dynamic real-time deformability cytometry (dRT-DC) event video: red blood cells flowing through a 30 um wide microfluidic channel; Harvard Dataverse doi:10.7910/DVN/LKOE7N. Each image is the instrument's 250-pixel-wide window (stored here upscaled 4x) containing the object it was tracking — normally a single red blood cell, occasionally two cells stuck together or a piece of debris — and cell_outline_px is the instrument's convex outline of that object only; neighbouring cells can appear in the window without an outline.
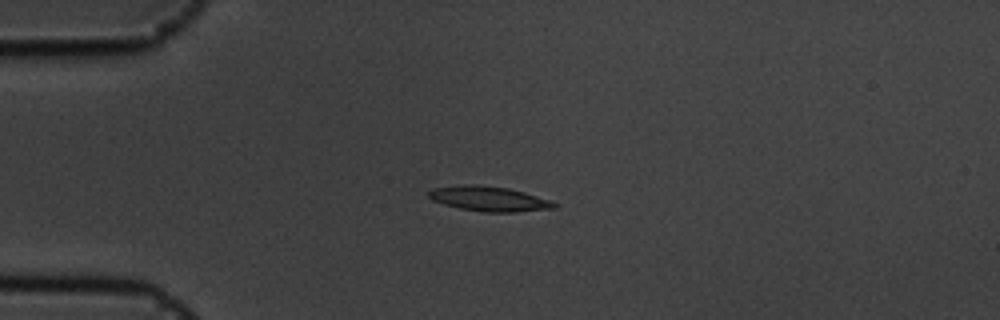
{"species": "common noctule bat (a hibernating species)", "species_latin": "Nyctalus noctula", "temperature_condition": "cold", "stored_images_in_passage": 42, "camera_frame_rate_fps": 3000, "um_per_image_px": 0.085, "animal": {"sex": "male", "body_mass_g": 19.5, "forearm_length_mm": 54.6}, "frame": {"image": 1, "passage_image": 1, "time_ms": 0.0, "image_size_px": [1000, 320], "cell_outline_px": [[560, 204], [556, 208], [516, 212], [484, 212], [460, 208], [444, 204], [432, 200], [428, 196], [428, 192], [432, 188], [464, 184], [476, 184], [508, 188], [524, 192]], "centroid_in_image_um": [41.56, 16.89], "position_along_channel_um": 43.4, "area_um2": 18.21}}
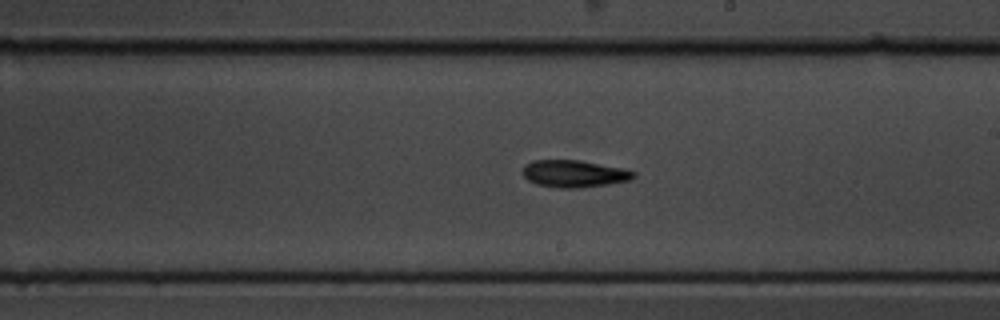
{"frame": {"image": 2, "passage_image": 19, "time_ms": 6.0, "image_size_px": [1000, 320], "cell_outline_px": [[636, 176], [632, 180], [608, 184], [580, 188], [556, 188], [536, 184], [528, 180], [524, 176], [524, 164], [532, 160], [580, 160], [624, 168], [636, 172]], "centroid_in_image_um": [48.83, 14.76], "position_along_channel_um": 240.2, "area_um2": 17.74}}
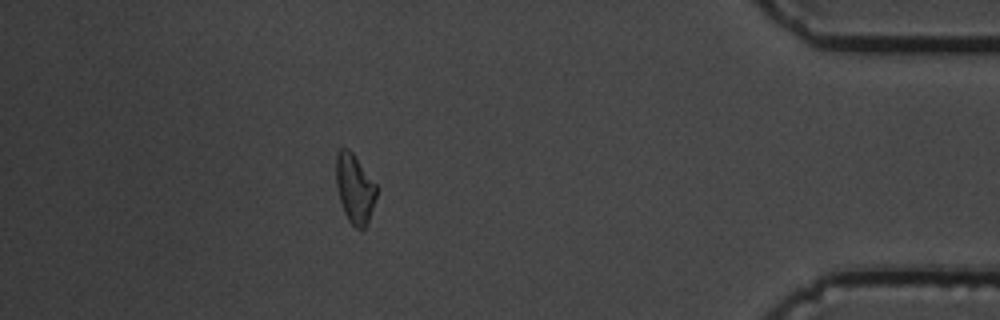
{"frame": {"image": 3, "passage_image": 36, "time_ms": 11.667, "image_size_px": [1000, 320], "cell_outline_px": [[376, 196], [368, 220], [364, 228], [360, 232], [348, 220], [344, 212], [340, 200], [336, 184], [336, 152], [340, 148], [348, 148], [352, 152], [376, 184]], "centroid_in_image_um": [30.13, 16.02], "position_along_channel_um": 405.1, "area_um2": 16.13}, "authors_computed_cell_mechanics": {"area_um2": 16.8776, "velocity_mm_per_s": 3.6729, "shape_relaxation_time_tau1_ms": 3.3453, "shape_relaxation_time_tau2_ms": null, "deformation_change_tau1": 0.1384, "deformation_change_tau2": null}}